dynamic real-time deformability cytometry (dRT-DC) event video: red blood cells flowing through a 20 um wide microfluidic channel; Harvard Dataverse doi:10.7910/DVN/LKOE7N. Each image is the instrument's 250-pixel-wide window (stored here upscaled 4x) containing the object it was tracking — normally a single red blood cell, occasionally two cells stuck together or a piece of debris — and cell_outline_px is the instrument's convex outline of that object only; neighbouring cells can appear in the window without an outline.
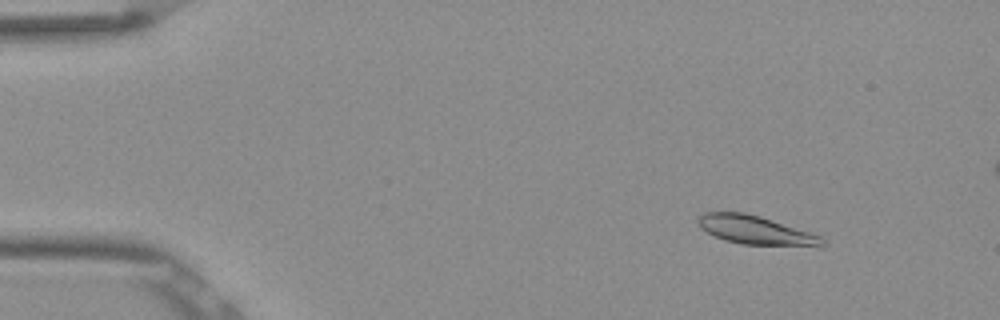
{"species": "Egyptian fruit bat (a non-hibernating species)", "species_latin": "Rousettus aegyptiacus", "temperature_condition": "room temperature", "stored_images_in_passage": 53, "camera_frame_rate_fps": 3000, "um_per_image_px": 0.085, "frame": {"image": 1, "passage_image": 6, "time_ms": 1.667, "image_size_px": [1000, 320], "cell_outline_px": [[828, 244], [820, 248], [740, 244], [724, 240], [700, 228], [696, 220], [704, 212], [744, 212], [760, 216], [820, 236]], "centroid_in_image_um": [64.29, 19.6], "position_along_channel_um": 20.7, "area_um2": 21.1}}
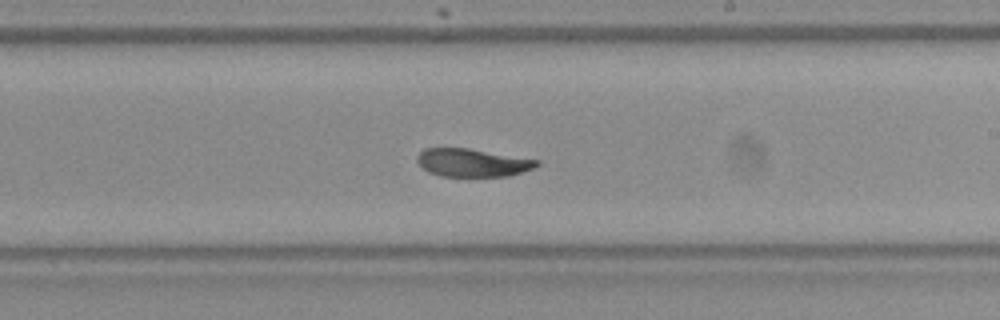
{"frame": {"image": 2, "passage_image": 31, "time_ms": 10.0, "image_size_px": [1000, 320], "cell_outline_px": [[540, 164], [532, 168], [508, 176], [440, 176], [428, 172], [416, 160], [416, 156], [424, 148], [468, 148], [540, 160]], "centroid_in_image_um": [40.14, 13.82], "position_along_channel_um": 248.9, "area_um2": 19.42}}
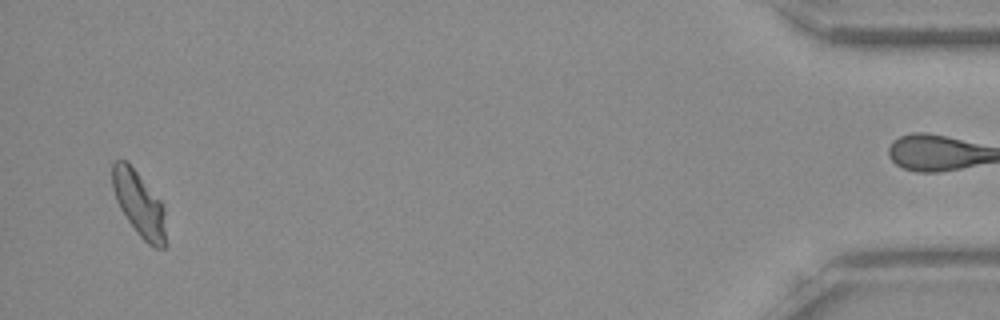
{"frame": {"image": 3, "passage_image": 51, "time_ms": 16.667, "image_size_px": [1000, 320], "cell_outline_px": [[164, 248], [152, 248], [140, 236], [128, 220], [120, 208], [116, 200], [112, 188], [112, 164], [116, 160], [124, 160], [136, 172], [160, 200], [164, 212]], "centroid_in_image_um": [11.79, 17.34], "position_along_channel_um": 423.4, "area_um2": 19.59}, "authors_computed_cell_mechanics": {"area_um2": 21.0392, "velocity_mm_per_s": 3.8305, "shape_relaxation_time_tau1_ms": 5.734, "shape_relaxation_time_tau2_ms": 2.8677, "deformation_change_tau1": 0.1384, "deformation_change_tau2": 0.0592}}